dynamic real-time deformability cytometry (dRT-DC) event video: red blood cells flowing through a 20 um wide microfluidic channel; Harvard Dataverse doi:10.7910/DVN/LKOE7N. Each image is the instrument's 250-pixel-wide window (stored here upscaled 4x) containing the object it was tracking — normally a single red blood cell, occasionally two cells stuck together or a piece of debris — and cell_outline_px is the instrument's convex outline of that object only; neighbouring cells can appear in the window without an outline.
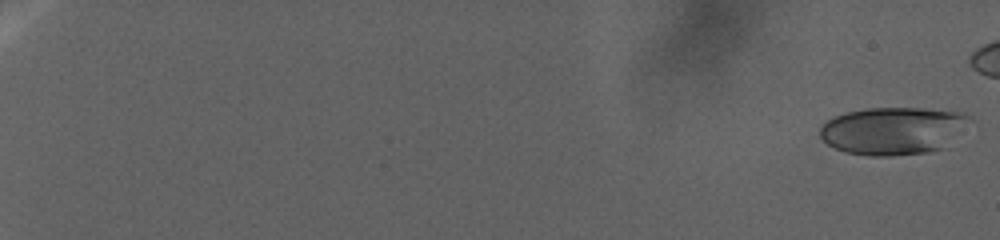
{"species": "human", "species_latin": "Homo sapiens", "temperature_condition": "warm", "stored_images_in_passage": 16, "camera_frame_rate_fps": 3000, "um_per_image_px": 0.085, "donor": {"sex": "female"}, "frame": {"image": 1, "passage_image": 1, "time_ms": 0.0, "image_size_px": [1000, 240], "cell_outline_px": [[972, 120], [948, 148], [924, 152], [892, 156], [868, 156], [844, 152], [828, 144], [820, 136], [820, 128], [828, 120], [836, 116], [848, 112], [868, 108], [920, 108], [964, 112]], "centroid_in_image_um": [75.98, 11.12], "position_along_channel_um": 9.0, "area_um2": 41.79}}